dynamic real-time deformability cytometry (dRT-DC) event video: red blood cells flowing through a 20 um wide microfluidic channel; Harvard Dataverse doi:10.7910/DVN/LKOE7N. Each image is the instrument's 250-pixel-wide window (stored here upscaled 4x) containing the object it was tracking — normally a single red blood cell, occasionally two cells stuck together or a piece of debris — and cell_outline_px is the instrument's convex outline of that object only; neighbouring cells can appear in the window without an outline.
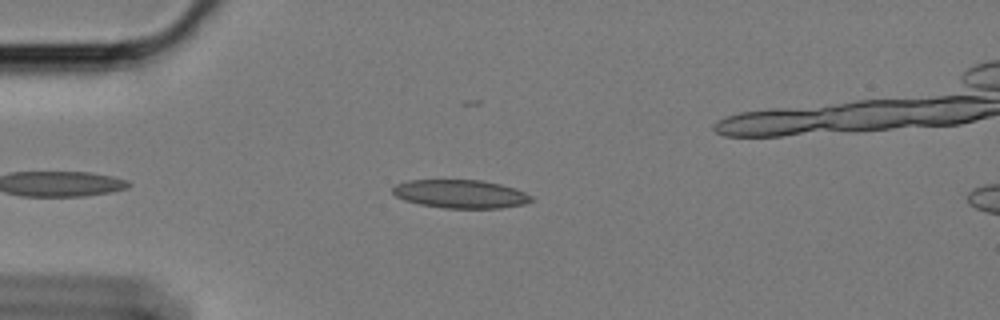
{"species": "Egyptian fruit bat (a non-hibernating species)", "species_latin": "Rousettus aegyptiacus", "temperature_condition": "cold", "stored_images_in_passage": 45, "camera_frame_rate_fps": 3000, "um_per_image_px": 0.085, "animal": {"sex": "female"}, "frame": {"image": 1, "passage_image": 5, "time_ms": 1.333, "image_size_px": [1000, 320], "cell_outline_px": [[532, 200], [524, 204], [500, 208], [444, 208], [420, 204], [404, 200], [396, 196], [392, 192], [392, 188], [396, 184], [408, 180], [480, 180], [500, 184], [516, 188], [532, 196]], "centroid_in_image_um": [39.13, 16.48], "position_along_channel_um": 45.9, "area_um2": 22.89}}
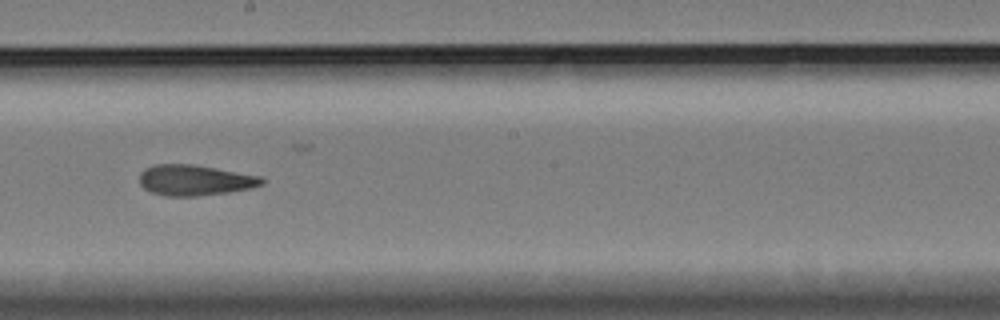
{"frame": {"image": 2, "passage_image": 23, "time_ms": 7.333, "image_size_px": [1000, 320], "cell_outline_px": [[264, 184], [252, 188], [228, 192], [196, 196], [168, 196], [152, 192], [144, 188], [140, 184], [140, 172], [144, 168], [156, 164], [192, 164], [260, 176], [264, 180]], "centroid_in_image_um": [16.55, 15.31], "position_along_channel_um": 231.7, "area_um2": 21.73}}
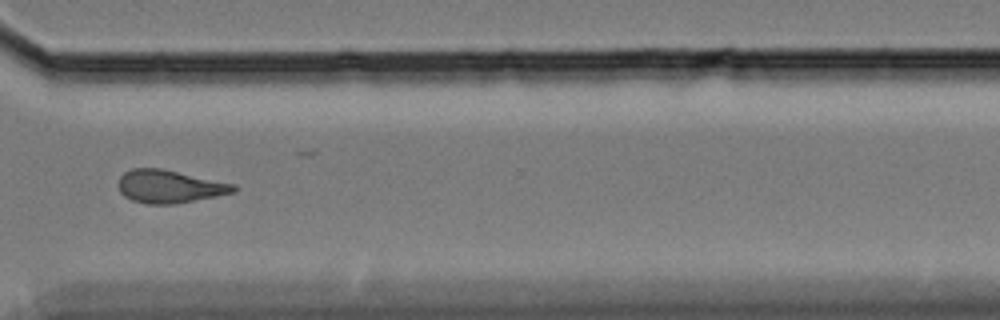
{"frame": {"image": 3, "passage_image": 34, "time_ms": 11.0, "image_size_px": [1000, 320], "cell_outline_px": [[236, 192], [216, 196], [172, 204], [144, 204], [132, 200], [124, 196], [120, 192], [116, 184], [120, 176], [124, 172], [132, 168], [160, 168], [236, 184]], "centroid_in_image_um": [14.36, 15.85], "position_along_channel_um": 356.2, "area_um2": 22.2}, "authors_computed_cell_mechanics": {"area_um2": 21.7906, "velocity_mm_per_s": 3.3934, "shape_relaxation_time_tau1_ms": null, "shape_relaxation_time_tau2_ms": 3.8236, "deformation_change_tau1": null, "deformation_change_tau2": 0.1043}}